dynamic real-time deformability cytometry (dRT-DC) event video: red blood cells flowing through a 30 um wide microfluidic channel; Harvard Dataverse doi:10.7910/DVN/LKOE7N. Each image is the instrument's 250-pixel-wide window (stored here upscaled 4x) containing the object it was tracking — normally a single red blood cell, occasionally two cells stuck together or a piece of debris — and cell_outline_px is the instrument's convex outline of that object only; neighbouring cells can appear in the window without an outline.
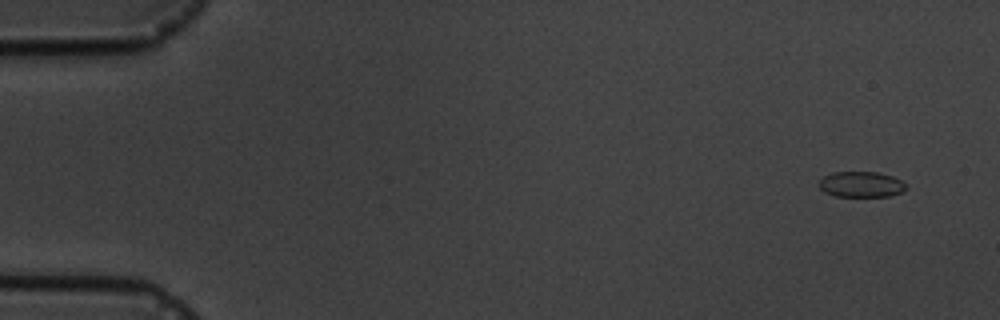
{"species": "common noctule bat (a hibernating species)", "species_latin": "Nyctalus noctula", "temperature_condition": "cold", "stored_images_in_passage": 5, "camera_frame_rate_fps": 3000, "um_per_image_px": 0.085, "animal": {"sex": "male", "body_mass_g": 19.5, "forearm_length_mm": 54.6}, "frame": {"image": 1, "passage_image": 1, "time_ms": 0.0, "image_size_px": [1000, 320], "cell_outline_px": [[908, 188], [900, 192], [888, 196], [836, 196], [824, 192], [820, 188], [820, 180], [824, 176], [832, 172], [876, 172], [892, 176], [900, 180]], "centroid_in_image_um": [73.18, 15.67], "position_along_channel_um": 11.8, "area_um2": 12.83}}
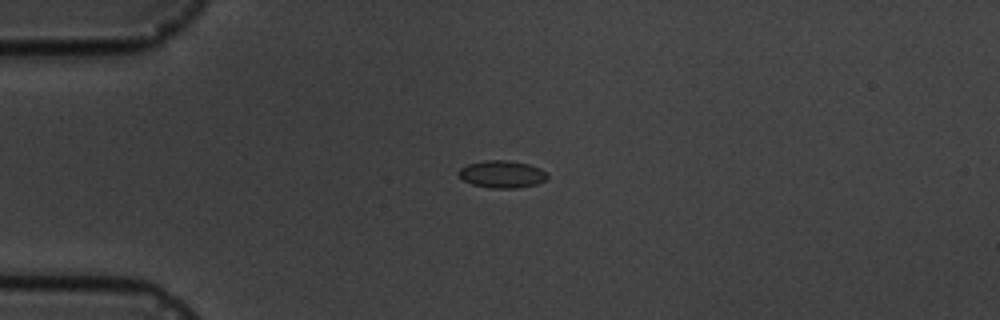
{"frame": {"image": 2, "passage_image": 4, "time_ms": 3.667, "image_size_px": [1000, 320], "cell_outline_px": [[548, 176], [544, 180], [536, 184], [516, 188], [488, 188], [472, 184], [464, 180], [456, 172], [460, 168], [468, 164], [484, 160], [504, 160], [528, 164], [540, 168], [548, 172]], "centroid_in_image_um": [42.66, 14.8], "position_along_channel_um": 42.3, "area_um2": 14.1}}